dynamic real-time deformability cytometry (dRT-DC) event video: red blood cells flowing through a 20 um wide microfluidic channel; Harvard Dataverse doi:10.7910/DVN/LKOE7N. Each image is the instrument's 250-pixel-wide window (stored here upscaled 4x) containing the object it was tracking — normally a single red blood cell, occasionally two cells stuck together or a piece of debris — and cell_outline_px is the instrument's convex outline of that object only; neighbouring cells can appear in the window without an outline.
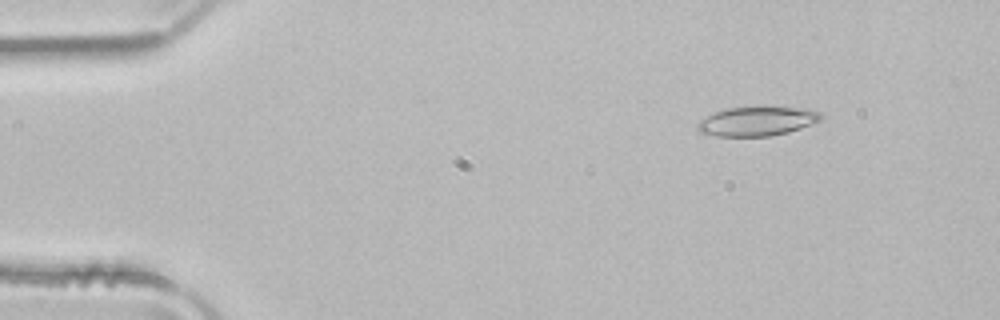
{"species": "common noctule bat (a hibernating species)", "species_latin": "Nyctalus noctula", "temperature_condition": "room temperature", "stored_images_in_passage": 46, "camera_frame_rate_fps": 3000, "um_per_image_px": 0.085, "animal": {"sex": "male", "body_mass_g": 21.5, "forearm_length_mm": 52.0}, "frame": {"image": 1, "passage_image": 1, "time_ms": 0.0, "image_size_px": [1000, 320], "cell_outline_px": [[824, 120], [788, 132], [768, 136], [716, 136], [696, 132], [696, 124], [700, 120], [712, 112], [728, 108], [760, 104], [764, 104], [800, 108], [820, 112], [824, 116]], "centroid_in_image_um": [64.34, 10.26], "position_along_channel_um": 20.7, "area_um2": 22.02}}
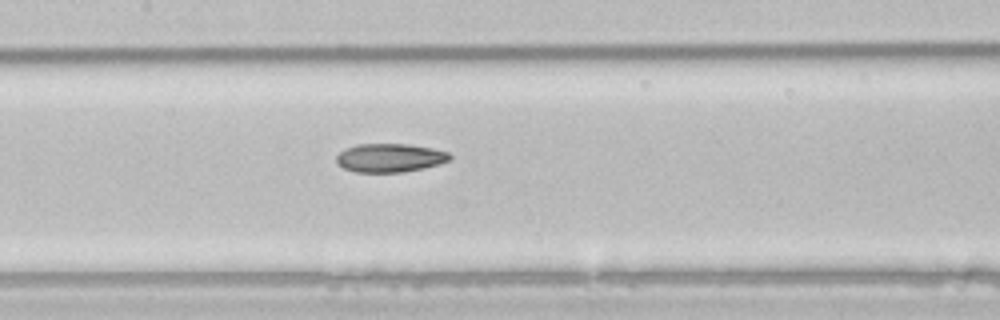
{"frame": {"image": 2, "passage_image": 19, "time_ms": 6.0, "image_size_px": [1000, 320], "cell_outline_px": [[452, 160], [440, 164], [424, 168], [404, 172], [356, 172], [344, 168], [336, 164], [336, 156], [340, 152], [356, 144], [408, 144], [432, 148], [448, 152], [452, 156]], "centroid_in_image_um": [33.16, 13.42], "position_along_channel_um": 174.2, "area_um2": 19.02}}
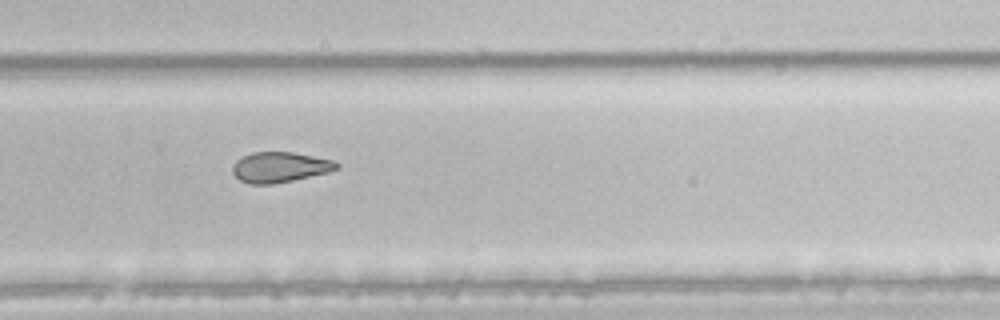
{"frame": {"image": 3, "passage_image": 29, "time_ms": 9.333, "image_size_px": [1000, 320], "cell_outline_px": [[340, 168], [328, 172], [292, 180], [272, 184], [248, 184], [240, 180], [232, 172], [232, 168], [236, 160], [252, 152], [292, 152], [332, 160], [340, 164]], "centroid_in_image_um": [23.78, 14.21], "position_along_channel_um": 306.0, "area_um2": 18.26}, "authors_computed_cell_mechanics": {"area_um2": 20.4612, "velocity_mm_per_s": 3.9735, "shape_relaxation_time_tau1_ms": null, "shape_relaxation_time_tau2_ms": 3.7175, "deformation_change_tau1": null, "deformation_change_tau2": 0.1011}}